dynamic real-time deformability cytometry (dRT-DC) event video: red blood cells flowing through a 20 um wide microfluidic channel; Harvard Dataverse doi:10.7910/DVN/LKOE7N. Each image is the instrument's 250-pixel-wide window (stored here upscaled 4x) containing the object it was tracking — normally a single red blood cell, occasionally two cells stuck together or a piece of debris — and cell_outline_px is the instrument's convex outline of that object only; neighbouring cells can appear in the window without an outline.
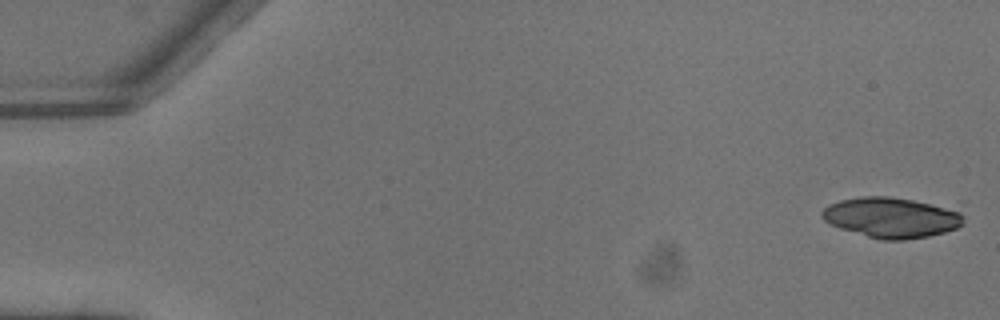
{"species": "common noctule bat (a hibernating species)", "species_latin": "Nyctalus noctula", "temperature_condition": "warm", "stored_images_in_passage": 5, "camera_frame_rate_fps": 3000, "um_per_image_px": 0.085, "animal": {"sex": "male", "body_mass_g": 13.3}, "frame": {"image": 1, "passage_image": 1, "time_ms": 0.0, "image_size_px": [1000, 320], "cell_outline_px": [[964, 224], [956, 228], [944, 232], [928, 236], [904, 240], [880, 240], [840, 228], [824, 220], [820, 216], [820, 212], [828, 204], [840, 200], [860, 196], [888, 196], [964, 200]], "centroid_in_image_um": [76.09, 18.39], "position_along_channel_um": 8.9, "area_um2": 36.24}}